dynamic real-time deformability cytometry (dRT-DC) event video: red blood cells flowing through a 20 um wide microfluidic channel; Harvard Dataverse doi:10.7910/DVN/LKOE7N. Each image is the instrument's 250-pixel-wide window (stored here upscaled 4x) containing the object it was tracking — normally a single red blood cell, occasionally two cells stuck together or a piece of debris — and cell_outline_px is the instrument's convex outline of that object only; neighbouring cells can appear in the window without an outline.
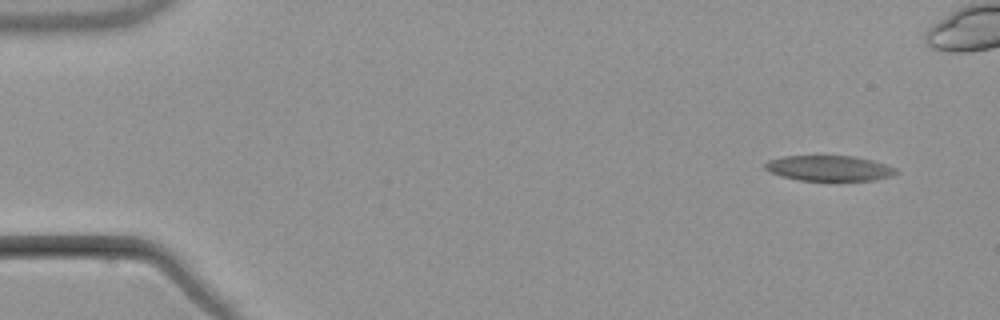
{"species": "common noctule bat (a hibernating species)", "species_latin": "Nyctalus noctula", "temperature_condition": "warm", "stored_images_in_passage": 7, "camera_frame_rate_fps": 3000, "um_per_image_px": 0.085, "animal": {"sex": "male", "body_mass_g": 21.5, "forearm_length_mm": 52.0}, "frame": {"image": 1, "passage_image": 1, "time_ms": 0.0, "image_size_px": [1000, 320], "cell_outline_px": [[900, 172], [892, 176], [876, 180], [800, 180], [780, 176], [764, 168], [764, 164], [768, 160], [784, 156], [856, 156], [872, 160], [896, 168]], "centroid_in_image_um": [70.5, 14.29], "position_along_channel_um": 14.5, "area_um2": 19.36}}
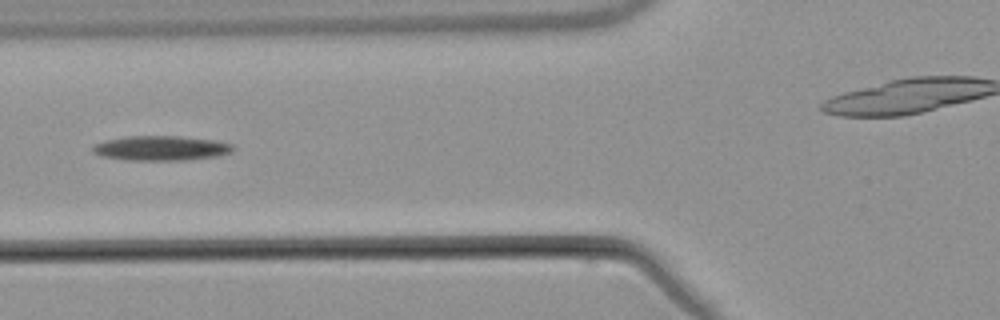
{"frame": {"image": 2, "passage_image": 6, "time_ms": 6.0, "image_size_px": [1000, 320], "cell_outline_px": [[236, 148], [232, 152], [216, 156], [184, 160], [124, 160], [100, 156], [92, 152], [92, 144], [104, 140], [124, 136], [180, 136], [212, 140], [232, 144]], "centroid_in_image_um": [13.62, 12.59], "position_along_channel_um": 112.2, "area_um2": 20.4}}